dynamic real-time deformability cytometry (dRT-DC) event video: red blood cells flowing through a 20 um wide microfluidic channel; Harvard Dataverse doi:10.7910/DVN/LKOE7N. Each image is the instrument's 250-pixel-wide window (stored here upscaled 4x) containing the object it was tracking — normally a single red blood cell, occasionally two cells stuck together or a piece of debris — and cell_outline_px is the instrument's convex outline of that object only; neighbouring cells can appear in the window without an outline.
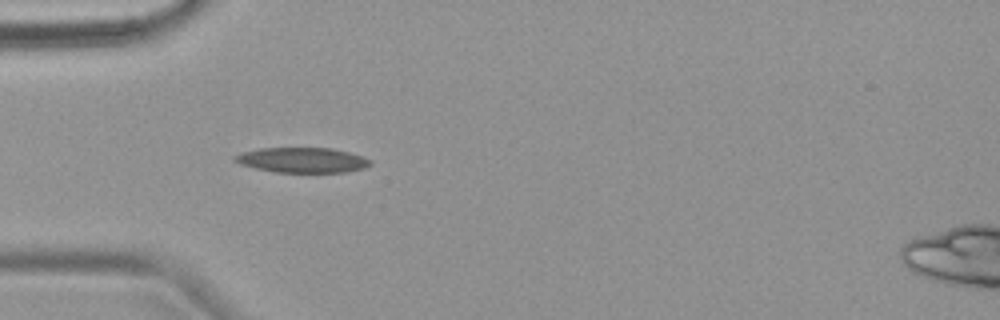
{"species": "common noctule bat (a hibernating species)", "species_latin": "Nyctalus noctula", "temperature_condition": "warm", "stored_images_in_passage": 4, "camera_frame_rate_fps": 3000, "um_per_image_px": 0.085, "animal": {"sex": "female", "body_mass_g": 18.4}, "frame": {"image": 1, "passage_image": 4, "time_ms": 4.667, "image_size_px": [1000, 320], "cell_outline_px": [[372, 164], [364, 168], [344, 172], [276, 172], [256, 168], [240, 164], [232, 160], [232, 156], [244, 152], [260, 148], [332, 148], [348, 152], [372, 160]], "centroid_in_image_um": [25.68, 13.6], "position_along_channel_um": 59.3, "area_um2": 19.71}}